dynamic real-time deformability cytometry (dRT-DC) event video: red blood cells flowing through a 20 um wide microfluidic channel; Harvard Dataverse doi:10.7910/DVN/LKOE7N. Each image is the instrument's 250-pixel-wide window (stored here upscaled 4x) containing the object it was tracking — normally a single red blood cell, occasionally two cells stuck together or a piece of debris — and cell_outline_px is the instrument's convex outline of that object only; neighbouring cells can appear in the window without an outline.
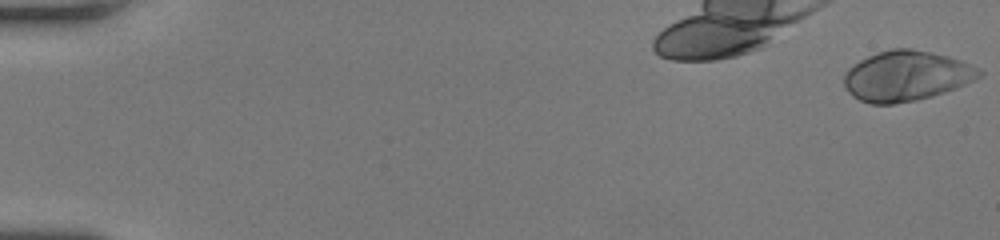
{"species": "human", "species_latin": "Homo sapiens", "temperature_condition": "room temperature", "stored_images_in_passage": 50, "camera_frame_rate_fps": 3000, "um_per_image_px": 0.085, "donor": {"sex": "female"}, "frame": {"image": 1, "passage_image": 1, "time_ms": 0.0, "image_size_px": [1000, 240], "cell_outline_px": [[984, 76], [956, 88], [932, 96], [916, 100], [892, 104], [872, 104], [860, 100], [852, 96], [848, 92], [844, 84], [844, 76], [848, 68], [860, 60], [868, 56], [892, 48], [908, 48], [948, 56], [960, 60], [980, 68], [984, 72]], "centroid_in_image_um": [77.06, 6.46], "position_along_channel_um": 7.9, "area_um2": 39.48}}
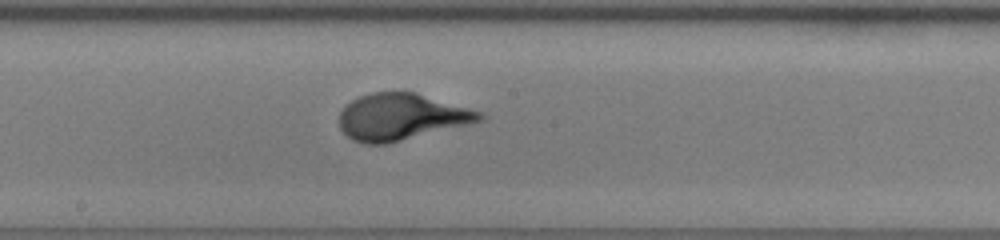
{"frame": {"image": 2, "passage_image": 29, "time_ms": 9.333, "image_size_px": [1000, 240], "cell_outline_px": [[484, 120], [468, 124], [384, 144], [364, 144], [352, 140], [340, 128], [340, 112], [352, 100], [360, 96], [372, 92], [416, 92], [484, 112]], "centroid_in_image_um": [34.12, 9.92], "position_along_channel_um": 214.1, "area_um2": 37.8}}
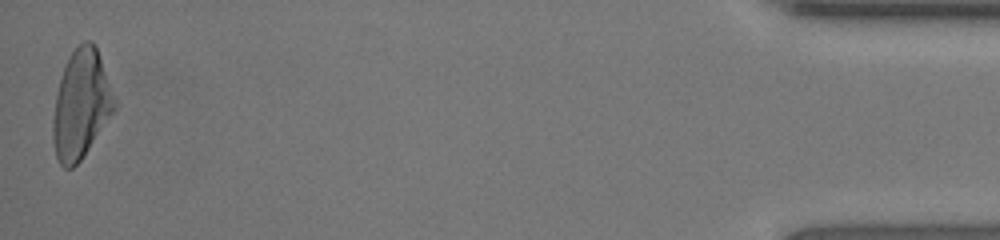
{"frame": {"image": 3, "passage_image": 50, "time_ms": 16.333, "image_size_px": [1000, 240], "cell_outline_px": [[116, 108], [80, 160], [72, 168], [64, 168], [60, 164], [56, 156], [52, 140], [52, 120], [56, 92], [60, 76], [68, 56], [84, 40], [92, 40], [96, 48], [116, 104]], "centroid_in_image_um": [6.84, 8.88], "position_along_channel_um": 428.4, "area_um2": 38.32}}